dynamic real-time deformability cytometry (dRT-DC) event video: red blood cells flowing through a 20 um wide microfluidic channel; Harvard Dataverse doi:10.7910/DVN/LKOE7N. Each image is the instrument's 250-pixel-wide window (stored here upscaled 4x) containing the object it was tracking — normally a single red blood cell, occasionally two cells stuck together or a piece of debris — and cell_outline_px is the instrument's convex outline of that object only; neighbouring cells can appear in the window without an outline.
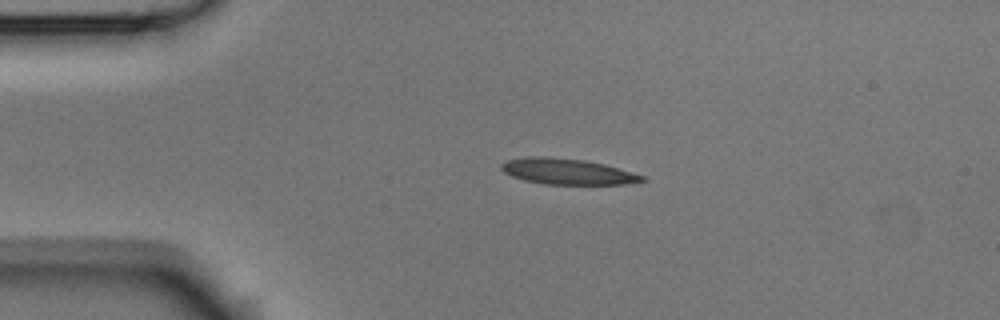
{"species": "Egyptian fruit bat (a non-hibernating species)", "species_latin": "Rousettus aegyptiacus", "temperature_condition": "room temperature", "stored_images_in_passage": 3, "camera_frame_rate_fps": 3000, "um_per_image_px": 0.085, "animal": {"sex": "male"}, "frame": {"image": 1, "passage_image": 2, "time_ms": 0.333, "image_size_px": [1000, 320], "cell_outline_px": [[648, 180], [624, 184], [544, 184], [524, 180], [512, 176], [504, 172], [500, 168], [500, 164], [504, 160], [528, 156], [548, 156], [584, 160], [604, 164], [644, 176]], "centroid_in_image_um": [48.16, 14.57], "position_along_channel_um": 36.8, "area_um2": 21.21}}